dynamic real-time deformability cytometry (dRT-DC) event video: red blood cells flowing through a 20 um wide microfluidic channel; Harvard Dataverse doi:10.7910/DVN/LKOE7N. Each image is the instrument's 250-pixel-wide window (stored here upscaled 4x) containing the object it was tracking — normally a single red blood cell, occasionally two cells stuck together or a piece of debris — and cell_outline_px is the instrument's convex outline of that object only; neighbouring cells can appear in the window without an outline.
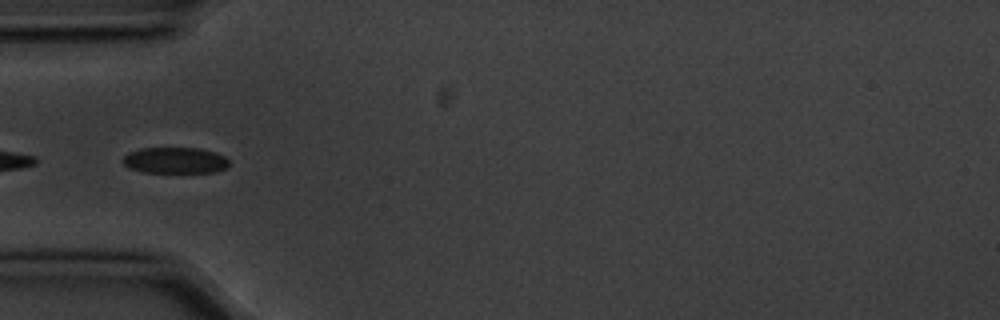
{"species": "common noctule bat (a hibernating species)", "species_latin": "Nyctalus noctula", "temperature_condition": "cold", "stored_images_in_passage": 8, "camera_frame_rate_fps": 3000, "um_per_image_px": 0.085, "animal": {"sex": "male", "body_mass_g": 20.1, "forearm_length_mm": 53.5}, "frame": {"image": 1, "passage_image": 4, "time_ms": 1.0, "image_size_px": [1000, 320], "cell_outline_px": [[228, 168], [216, 172], [144, 172], [128, 168], [120, 160], [128, 152], [140, 148], [200, 148], [216, 152], [224, 156], [228, 160]], "centroid_in_image_um": [14.87, 13.63], "position_along_channel_um": 70.1, "area_um2": 16.36}}
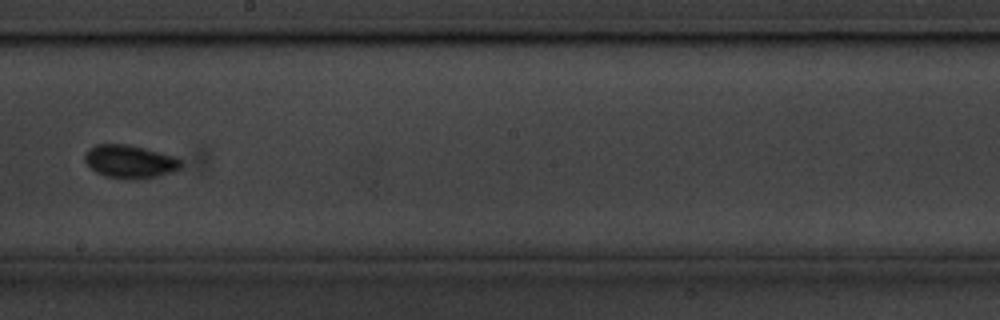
{"frame": {"image": 2, "passage_image": 8, "time_ms": 2.333, "image_size_px": [1000, 320], "cell_outline_px": [[184, 164], [180, 168], [172, 172], [160, 176], [136, 180], [104, 176], [96, 172], [84, 160], [84, 152], [88, 148], [96, 144], [128, 144], [172, 156], [180, 160]], "centroid_in_image_um": [11.02, 13.74], "position_along_channel_um": 237.2, "area_um2": 18.61}}